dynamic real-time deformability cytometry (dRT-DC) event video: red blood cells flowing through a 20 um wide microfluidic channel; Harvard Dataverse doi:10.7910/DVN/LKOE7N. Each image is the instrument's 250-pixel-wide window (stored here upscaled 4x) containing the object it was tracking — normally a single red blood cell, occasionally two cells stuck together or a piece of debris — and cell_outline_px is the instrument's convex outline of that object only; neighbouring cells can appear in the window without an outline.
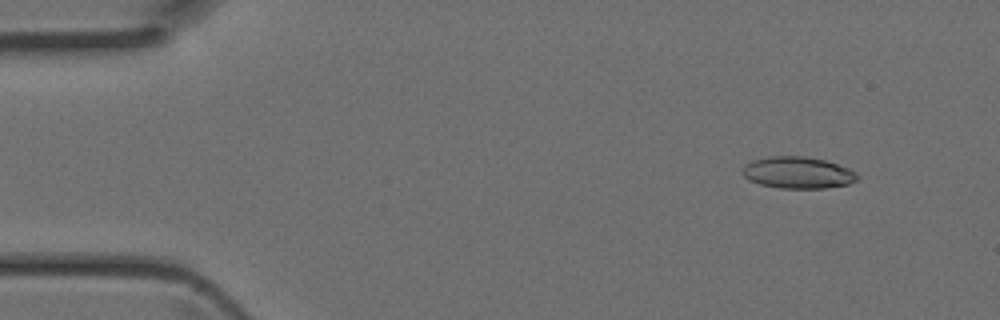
{"species": "Egyptian fruit bat (a non-hibernating species)", "species_latin": "Rousettus aegyptiacus", "temperature_condition": "room temperature", "stored_images_in_passage": 41, "camera_frame_rate_fps": 3000, "um_per_image_px": 0.085, "animal": {"sex": "female"}, "frame": {"image": 1, "passage_image": 2, "time_ms": 0.333, "image_size_px": [1000, 320], "cell_outline_px": [[860, 176], [856, 180], [848, 184], [824, 188], [780, 188], [760, 184], [748, 180], [740, 172], [744, 164], [752, 160], [768, 156], [804, 156], [824, 160], [848, 168], [856, 172]], "centroid_in_image_um": [67.77, 14.67], "position_along_channel_um": 17.2, "area_um2": 21.33}}
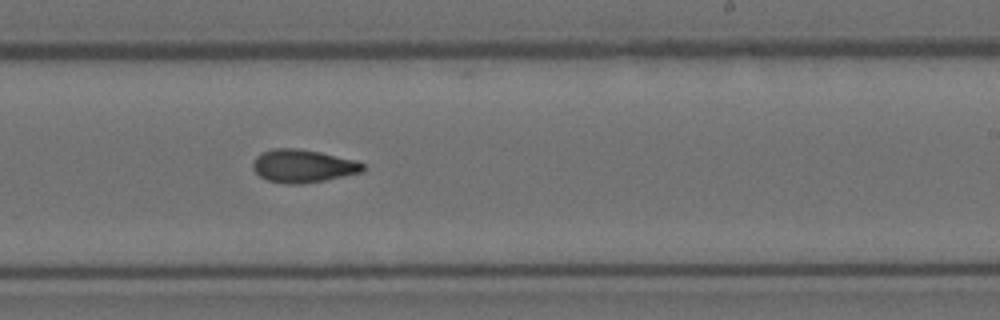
{"frame": {"image": 2, "passage_image": 24, "time_ms": 7.667, "image_size_px": [1000, 320], "cell_outline_px": [[368, 168], [364, 172], [324, 180], [300, 184], [284, 184], [268, 180], [260, 176], [252, 168], [252, 160], [260, 152], [272, 148], [300, 148], [320, 152], [356, 160], [364, 164]], "centroid_in_image_um": [25.75, 14.1], "position_along_channel_um": 263.2, "area_um2": 21.5}}
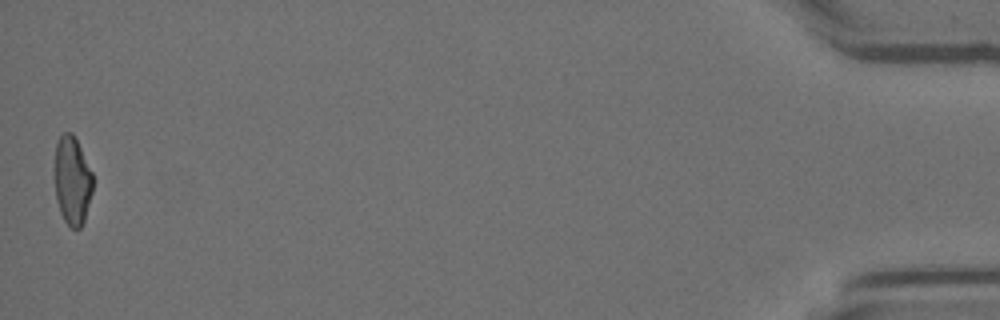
{"frame": {"image": 3, "passage_image": 41, "time_ms": 13.333, "image_size_px": [1000, 320], "cell_outline_px": [[92, 192], [84, 220], [80, 228], [72, 228], [64, 220], [60, 212], [56, 196], [56, 144], [60, 136], [64, 132], [72, 132], [92, 172]], "centroid_in_image_um": [6.15, 15.36], "position_along_channel_um": 429.0, "area_um2": 19.13}}